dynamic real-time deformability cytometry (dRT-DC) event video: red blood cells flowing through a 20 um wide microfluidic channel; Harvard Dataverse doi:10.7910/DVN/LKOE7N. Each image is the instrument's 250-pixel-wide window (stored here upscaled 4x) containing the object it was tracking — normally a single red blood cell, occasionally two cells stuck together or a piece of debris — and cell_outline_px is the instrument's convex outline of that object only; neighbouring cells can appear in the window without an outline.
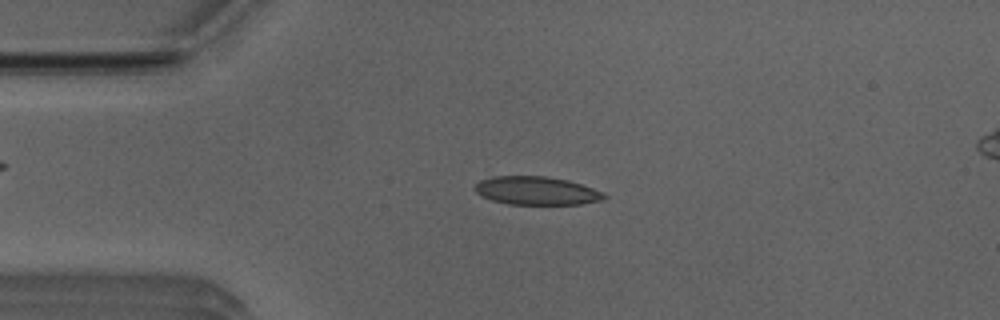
{"species": "Egyptian fruit bat (a non-hibernating species)", "species_latin": "Rousettus aegyptiacus", "temperature_condition": "room temperature", "stored_images_in_passage": 49, "camera_frame_rate_fps": 3000, "um_per_image_px": 0.085, "animal": {"sex": "male"}, "frame": {"image": 1, "passage_image": 10, "time_ms": 3.0, "image_size_px": [1000, 320], "cell_outline_px": [[608, 196], [604, 200], [580, 204], [508, 204], [492, 200], [476, 192], [476, 184], [480, 180], [492, 176], [544, 176], [568, 180], [604, 192]], "centroid_in_image_um": [45.64, 16.21], "position_along_channel_um": 39.4, "area_um2": 21.21}}
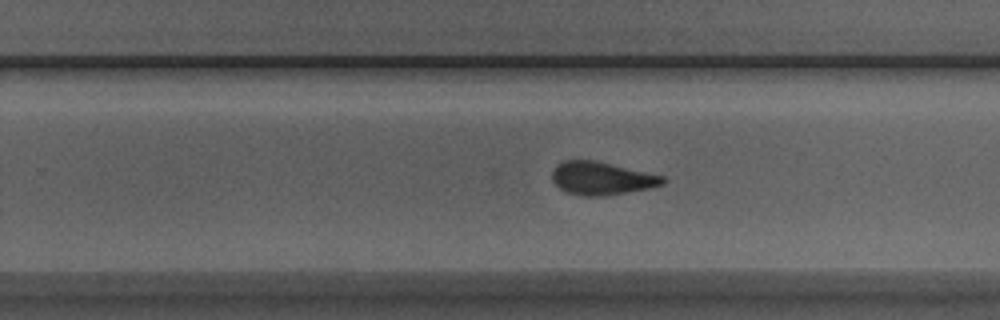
{"frame": {"image": 2, "passage_image": 30, "time_ms": 9.667, "image_size_px": [1000, 320], "cell_outline_px": [[668, 180], [664, 184], [652, 188], [604, 196], [580, 196], [564, 192], [552, 180], [552, 172], [556, 164], [564, 160], [596, 160], [664, 176]], "centroid_in_image_um": [51.15, 15.16], "position_along_channel_um": 278.7, "area_um2": 21.62}}
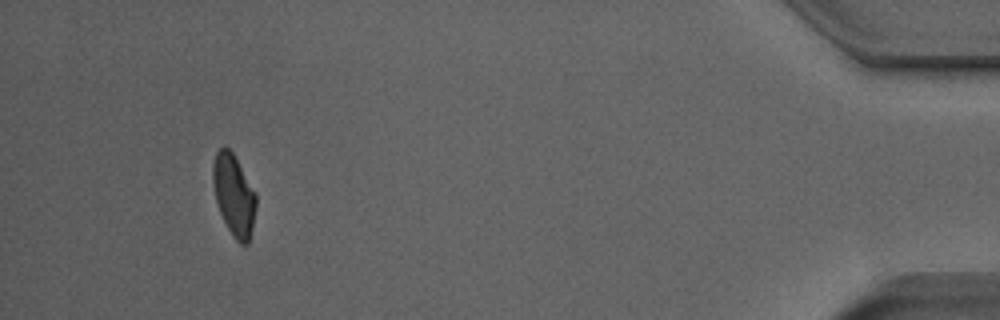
{"frame": {"image": 3, "passage_image": 46, "time_ms": 15.0, "image_size_px": [1000, 320], "cell_outline_px": [[256, 204], [252, 228], [248, 244], [240, 244], [232, 236], [220, 212], [216, 200], [212, 180], [212, 164], [216, 152], [224, 144], [232, 152], [256, 192]], "centroid_in_image_um": [19.87, 16.56], "position_along_channel_um": 415.3, "area_um2": 20.4}, "authors_computed_cell_mechanics": {"area_um2": 21.386, "velocity_mm_per_s": 3.9582, "shape_relaxation_time_tau1_ms": 4.8508, "shape_relaxation_time_tau2_ms": 1.4306, "deformation_change_tau1": 0.1469, "deformation_change_tau2": 0.0648}}